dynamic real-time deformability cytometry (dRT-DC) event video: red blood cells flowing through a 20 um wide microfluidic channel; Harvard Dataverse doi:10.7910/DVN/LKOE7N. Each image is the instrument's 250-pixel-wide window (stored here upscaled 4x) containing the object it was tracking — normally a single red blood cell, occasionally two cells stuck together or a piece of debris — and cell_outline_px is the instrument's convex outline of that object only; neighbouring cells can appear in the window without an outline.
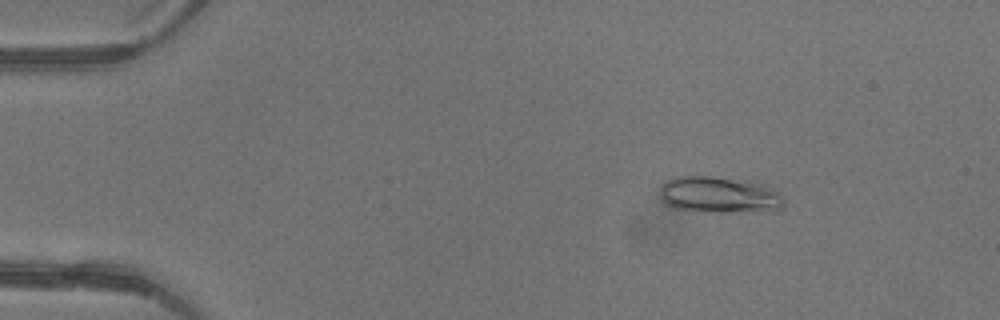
{"species": "common noctule bat (a hibernating species)", "species_latin": "Nyctalus noctula", "temperature_condition": "warm", "stored_images_in_passage": 4, "camera_frame_rate_fps": 3000, "um_per_image_px": 0.085, "animal": {"sex": "female"}, "frame": {"image": 1, "passage_image": 1, "time_ms": 0.0, "image_size_px": [1000, 320], "cell_outline_px": [[784, 204], [776, 212], [704, 212], [672, 208], [664, 204], [660, 196], [660, 184], [664, 180], [676, 176], [712, 176], [760, 184], [772, 188], [780, 192], [784, 200]], "centroid_in_image_um": [61.11, 16.59], "position_along_channel_um": 23.9, "area_um2": 26.88}}